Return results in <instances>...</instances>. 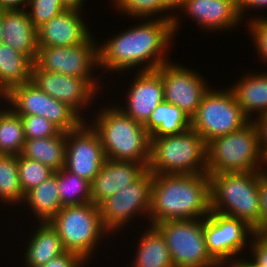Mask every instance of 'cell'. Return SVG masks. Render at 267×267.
<instances>
[{"instance_id": "6da1fadb", "label": "cell", "mask_w": 267, "mask_h": 267, "mask_svg": "<svg viewBox=\"0 0 267 267\" xmlns=\"http://www.w3.org/2000/svg\"><path fill=\"white\" fill-rule=\"evenodd\" d=\"M138 20L142 23L113 35L110 40L107 38L98 46V68L119 73L142 66L137 70L150 71L170 61L167 53L174 39L173 20L155 17Z\"/></svg>"}, {"instance_id": "7a4b0ae2", "label": "cell", "mask_w": 267, "mask_h": 267, "mask_svg": "<svg viewBox=\"0 0 267 267\" xmlns=\"http://www.w3.org/2000/svg\"><path fill=\"white\" fill-rule=\"evenodd\" d=\"M211 212L210 178L201 174L153 175L149 223L203 219Z\"/></svg>"}, {"instance_id": "3957f363", "label": "cell", "mask_w": 267, "mask_h": 267, "mask_svg": "<svg viewBox=\"0 0 267 267\" xmlns=\"http://www.w3.org/2000/svg\"><path fill=\"white\" fill-rule=\"evenodd\" d=\"M94 116L91 126L100 138L106 159L149 163L150 135L144 125L113 104L104 106Z\"/></svg>"}, {"instance_id": "277c9868", "label": "cell", "mask_w": 267, "mask_h": 267, "mask_svg": "<svg viewBox=\"0 0 267 267\" xmlns=\"http://www.w3.org/2000/svg\"><path fill=\"white\" fill-rule=\"evenodd\" d=\"M211 211L246 222L255 233L260 229L259 172L210 174Z\"/></svg>"}, {"instance_id": "5b68a950", "label": "cell", "mask_w": 267, "mask_h": 267, "mask_svg": "<svg viewBox=\"0 0 267 267\" xmlns=\"http://www.w3.org/2000/svg\"><path fill=\"white\" fill-rule=\"evenodd\" d=\"M264 166L267 167V160L261 152L258 127L253 120L241 129L207 143L208 175L267 171Z\"/></svg>"}, {"instance_id": "8992f818", "label": "cell", "mask_w": 267, "mask_h": 267, "mask_svg": "<svg viewBox=\"0 0 267 267\" xmlns=\"http://www.w3.org/2000/svg\"><path fill=\"white\" fill-rule=\"evenodd\" d=\"M152 175L207 173V143L192 128L180 134L150 137Z\"/></svg>"}, {"instance_id": "52a82bcc", "label": "cell", "mask_w": 267, "mask_h": 267, "mask_svg": "<svg viewBox=\"0 0 267 267\" xmlns=\"http://www.w3.org/2000/svg\"><path fill=\"white\" fill-rule=\"evenodd\" d=\"M49 223L58 232L64 248L78 253L87 263L101 240L112 236L102 224L99 207L92 202L63 206Z\"/></svg>"}, {"instance_id": "ba28073f", "label": "cell", "mask_w": 267, "mask_h": 267, "mask_svg": "<svg viewBox=\"0 0 267 267\" xmlns=\"http://www.w3.org/2000/svg\"><path fill=\"white\" fill-rule=\"evenodd\" d=\"M209 88L196 113L191 117V128L208 143L213 138L237 131L251 120L236 102L231 89Z\"/></svg>"}, {"instance_id": "9c48e42d", "label": "cell", "mask_w": 267, "mask_h": 267, "mask_svg": "<svg viewBox=\"0 0 267 267\" xmlns=\"http://www.w3.org/2000/svg\"><path fill=\"white\" fill-rule=\"evenodd\" d=\"M154 226L166 241L174 267H219L206 247L204 218L163 221Z\"/></svg>"}, {"instance_id": "30bf717a", "label": "cell", "mask_w": 267, "mask_h": 267, "mask_svg": "<svg viewBox=\"0 0 267 267\" xmlns=\"http://www.w3.org/2000/svg\"><path fill=\"white\" fill-rule=\"evenodd\" d=\"M5 99L18 115L42 116L64 132L77 128L84 121L67 104L43 92L31 81L12 87Z\"/></svg>"}, {"instance_id": "8fae6325", "label": "cell", "mask_w": 267, "mask_h": 267, "mask_svg": "<svg viewBox=\"0 0 267 267\" xmlns=\"http://www.w3.org/2000/svg\"><path fill=\"white\" fill-rule=\"evenodd\" d=\"M152 181L153 175L147 169L136 181L98 206L102 224L109 233L118 234L139 214L149 221Z\"/></svg>"}, {"instance_id": "7c38bea8", "label": "cell", "mask_w": 267, "mask_h": 267, "mask_svg": "<svg viewBox=\"0 0 267 267\" xmlns=\"http://www.w3.org/2000/svg\"><path fill=\"white\" fill-rule=\"evenodd\" d=\"M93 34L83 43L71 47H38L34 66L39 70L79 78H93L99 67L98 46ZM96 42V43H95ZM99 45H98V44Z\"/></svg>"}, {"instance_id": "4fadbf2b", "label": "cell", "mask_w": 267, "mask_h": 267, "mask_svg": "<svg viewBox=\"0 0 267 267\" xmlns=\"http://www.w3.org/2000/svg\"><path fill=\"white\" fill-rule=\"evenodd\" d=\"M254 234L253 228L235 217L211 211L204 218L206 247L218 264L233 257L239 258L251 241L249 237Z\"/></svg>"}, {"instance_id": "5bb4252c", "label": "cell", "mask_w": 267, "mask_h": 267, "mask_svg": "<svg viewBox=\"0 0 267 267\" xmlns=\"http://www.w3.org/2000/svg\"><path fill=\"white\" fill-rule=\"evenodd\" d=\"M31 82L51 97L67 104L84 121L87 120V118L85 119V115L80 112L86 109L85 107L89 106L90 103L92 105V101L95 102L94 99L100 94L98 92L101 87L99 83L101 82L100 79H95V77H73L60 73L48 72L46 70H39L34 65L32 66Z\"/></svg>"}, {"instance_id": "9a60e30c", "label": "cell", "mask_w": 267, "mask_h": 267, "mask_svg": "<svg viewBox=\"0 0 267 267\" xmlns=\"http://www.w3.org/2000/svg\"><path fill=\"white\" fill-rule=\"evenodd\" d=\"M156 71L162 78L164 101L176 105L191 118L210 88L207 80L201 77L199 71L172 61L162 64Z\"/></svg>"}, {"instance_id": "2e32d148", "label": "cell", "mask_w": 267, "mask_h": 267, "mask_svg": "<svg viewBox=\"0 0 267 267\" xmlns=\"http://www.w3.org/2000/svg\"><path fill=\"white\" fill-rule=\"evenodd\" d=\"M89 124L83 121L66 132L65 168L92 183L106 156L98 134Z\"/></svg>"}, {"instance_id": "e0dca14e", "label": "cell", "mask_w": 267, "mask_h": 267, "mask_svg": "<svg viewBox=\"0 0 267 267\" xmlns=\"http://www.w3.org/2000/svg\"><path fill=\"white\" fill-rule=\"evenodd\" d=\"M126 92L125 107L116 106L142 125L148 122L157 105L164 101L162 78L156 70L138 71Z\"/></svg>"}, {"instance_id": "ac0fdd59", "label": "cell", "mask_w": 267, "mask_h": 267, "mask_svg": "<svg viewBox=\"0 0 267 267\" xmlns=\"http://www.w3.org/2000/svg\"><path fill=\"white\" fill-rule=\"evenodd\" d=\"M82 11L66 9L37 29L38 47H71L83 44L91 30L82 19Z\"/></svg>"}, {"instance_id": "d6986e66", "label": "cell", "mask_w": 267, "mask_h": 267, "mask_svg": "<svg viewBox=\"0 0 267 267\" xmlns=\"http://www.w3.org/2000/svg\"><path fill=\"white\" fill-rule=\"evenodd\" d=\"M180 11L195 20L201 29L212 32L233 30L244 21L239 15L237 0H185Z\"/></svg>"}, {"instance_id": "ffe728a7", "label": "cell", "mask_w": 267, "mask_h": 267, "mask_svg": "<svg viewBox=\"0 0 267 267\" xmlns=\"http://www.w3.org/2000/svg\"><path fill=\"white\" fill-rule=\"evenodd\" d=\"M148 164L106 159L91 183L92 203L99 206L110 196L136 181Z\"/></svg>"}, {"instance_id": "44dd1931", "label": "cell", "mask_w": 267, "mask_h": 267, "mask_svg": "<svg viewBox=\"0 0 267 267\" xmlns=\"http://www.w3.org/2000/svg\"><path fill=\"white\" fill-rule=\"evenodd\" d=\"M2 43L28 56L33 62L37 56V30L27 9L4 10Z\"/></svg>"}, {"instance_id": "7402d4cb", "label": "cell", "mask_w": 267, "mask_h": 267, "mask_svg": "<svg viewBox=\"0 0 267 267\" xmlns=\"http://www.w3.org/2000/svg\"><path fill=\"white\" fill-rule=\"evenodd\" d=\"M261 72H246L239 82L229 87L236 102L250 120H254V114L257 115L256 118L267 113V72Z\"/></svg>"}, {"instance_id": "603a6c76", "label": "cell", "mask_w": 267, "mask_h": 267, "mask_svg": "<svg viewBox=\"0 0 267 267\" xmlns=\"http://www.w3.org/2000/svg\"><path fill=\"white\" fill-rule=\"evenodd\" d=\"M39 225L27 242L23 262L25 267H40L67 251L58 232L50 223H39Z\"/></svg>"}, {"instance_id": "cb8c5ba5", "label": "cell", "mask_w": 267, "mask_h": 267, "mask_svg": "<svg viewBox=\"0 0 267 267\" xmlns=\"http://www.w3.org/2000/svg\"><path fill=\"white\" fill-rule=\"evenodd\" d=\"M66 132L56 136L25 140L21 155L38 161L54 172L65 167Z\"/></svg>"}, {"instance_id": "d4e9b609", "label": "cell", "mask_w": 267, "mask_h": 267, "mask_svg": "<svg viewBox=\"0 0 267 267\" xmlns=\"http://www.w3.org/2000/svg\"><path fill=\"white\" fill-rule=\"evenodd\" d=\"M137 244L131 267H174L166 241L154 225L144 229Z\"/></svg>"}, {"instance_id": "484cf974", "label": "cell", "mask_w": 267, "mask_h": 267, "mask_svg": "<svg viewBox=\"0 0 267 267\" xmlns=\"http://www.w3.org/2000/svg\"><path fill=\"white\" fill-rule=\"evenodd\" d=\"M23 202L35 213L38 223H49L63 207L57 185V172L28 191Z\"/></svg>"}, {"instance_id": "4316f807", "label": "cell", "mask_w": 267, "mask_h": 267, "mask_svg": "<svg viewBox=\"0 0 267 267\" xmlns=\"http://www.w3.org/2000/svg\"><path fill=\"white\" fill-rule=\"evenodd\" d=\"M34 62L11 46L0 44V89L6 94L12 87L31 81Z\"/></svg>"}, {"instance_id": "83f0119b", "label": "cell", "mask_w": 267, "mask_h": 267, "mask_svg": "<svg viewBox=\"0 0 267 267\" xmlns=\"http://www.w3.org/2000/svg\"><path fill=\"white\" fill-rule=\"evenodd\" d=\"M144 127L150 137L180 134L191 128V118L176 105L163 101Z\"/></svg>"}, {"instance_id": "f1b7e54d", "label": "cell", "mask_w": 267, "mask_h": 267, "mask_svg": "<svg viewBox=\"0 0 267 267\" xmlns=\"http://www.w3.org/2000/svg\"><path fill=\"white\" fill-rule=\"evenodd\" d=\"M5 105L0 110V155L18 156L26 140L23 124L20 116Z\"/></svg>"}, {"instance_id": "f546056e", "label": "cell", "mask_w": 267, "mask_h": 267, "mask_svg": "<svg viewBox=\"0 0 267 267\" xmlns=\"http://www.w3.org/2000/svg\"><path fill=\"white\" fill-rule=\"evenodd\" d=\"M18 156L0 155V201L9 206L22 204L25 194L18 175ZM5 204H4V203Z\"/></svg>"}, {"instance_id": "4dcf8cb0", "label": "cell", "mask_w": 267, "mask_h": 267, "mask_svg": "<svg viewBox=\"0 0 267 267\" xmlns=\"http://www.w3.org/2000/svg\"><path fill=\"white\" fill-rule=\"evenodd\" d=\"M57 185L62 206L92 202L91 183L68 171L65 167L57 171Z\"/></svg>"}, {"instance_id": "1f68e13d", "label": "cell", "mask_w": 267, "mask_h": 267, "mask_svg": "<svg viewBox=\"0 0 267 267\" xmlns=\"http://www.w3.org/2000/svg\"><path fill=\"white\" fill-rule=\"evenodd\" d=\"M18 175L22 191L26 194L33 187L50 178L54 171L38 161L18 155Z\"/></svg>"}, {"instance_id": "d6a6232c", "label": "cell", "mask_w": 267, "mask_h": 267, "mask_svg": "<svg viewBox=\"0 0 267 267\" xmlns=\"http://www.w3.org/2000/svg\"><path fill=\"white\" fill-rule=\"evenodd\" d=\"M113 9L116 8L119 14L132 16L137 19H151L156 16L162 19V2L161 0H112ZM121 12V13H120ZM152 16V17H151Z\"/></svg>"}, {"instance_id": "836d02e7", "label": "cell", "mask_w": 267, "mask_h": 267, "mask_svg": "<svg viewBox=\"0 0 267 267\" xmlns=\"http://www.w3.org/2000/svg\"><path fill=\"white\" fill-rule=\"evenodd\" d=\"M26 9L36 30L66 10L60 0H30Z\"/></svg>"}, {"instance_id": "e575fe53", "label": "cell", "mask_w": 267, "mask_h": 267, "mask_svg": "<svg viewBox=\"0 0 267 267\" xmlns=\"http://www.w3.org/2000/svg\"><path fill=\"white\" fill-rule=\"evenodd\" d=\"M23 124L25 139L56 136L61 130L51 121L39 115H19Z\"/></svg>"}, {"instance_id": "d590c367", "label": "cell", "mask_w": 267, "mask_h": 267, "mask_svg": "<svg viewBox=\"0 0 267 267\" xmlns=\"http://www.w3.org/2000/svg\"><path fill=\"white\" fill-rule=\"evenodd\" d=\"M250 20V21H248ZM248 22L247 31L252 35V41H254V45L256 47V51L258 52L257 54L260 56L259 59L264 60L266 63L267 62V17H257L255 16L254 18L246 20Z\"/></svg>"}, {"instance_id": "8d00e7d4", "label": "cell", "mask_w": 267, "mask_h": 267, "mask_svg": "<svg viewBox=\"0 0 267 267\" xmlns=\"http://www.w3.org/2000/svg\"><path fill=\"white\" fill-rule=\"evenodd\" d=\"M249 242L251 261L257 267H267V235L255 233ZM254 238V239H253Z\"/></svg>"}, {"instance_id": "74e56055", "label": "cell", "mask_w": 267, "mask_h": 267, "mask_svg": "<svg viewBox=\"0 0 267 267\" xmlns=\"http://www.w3.org/2000/svg\"><path fill=\"white\" fill-rule=\"evenodd\" d=\"M258 194L261 207L260 229L257 234L267 235V171H259Z\"/></svg>"}, {"instance_id": "f35d334b", "label": "cell", "mask_w": 267, "mask_h": 267, "mask_svg": "<svg viewBox=\"0 0 267 267\" xmlns=\"http://www.w3.org/2000/svg\"><path fill=\"white\" fill-rule=\"evenodd\" d=\"M86 262L78 253L66 251L40 267H84Z\"/></svg>"}, {"instance_id": "ab89813d", "label": "cell", "mask_w": 267, "mask_h": 267, "mask_svg": "<svg viewBox=\"0 0 267 267\" xmlns=\"http://www.w3.org/2000/svg\"><path fill=\"white\" fill-rule=\"evenodd\" d=\"M184 1L185 0H161V2H162V19L173 20L174 35H175V33L177 34L178 28H180L179 25H181L180 24L181 19L178 17L177 14L175 15L173 13V10L178 9V13H180V9L182 8ZM170 11H171V13H169Z\"/></svg>"}, {"instance_id": "60d3db41", "label": "cell", "mask_w": 267, "mask_h": 267, "mask_svg": "<svg viewBox=\"0 0 267 267\" xmlns=\"http://www.w3.org/2000/svg\"><path fill=\"white\" fill-rule=\"evenodd\" d=\"M253 121L258 127L261 152L267 160V113L259 115Z\"/></svg>"}, {"instance_id": "b9f144b4", "label": "cell", "mask_w": 267, "mask_h": 267, "mask_svg": "<svg viewBox=\"0 0 267 267\" xmlns=\"http://www.w3.org/2000/svg\"><path fill=\"white\" fill-rule=\"evenodd\" d=\"M238 1V11L239 15L241 17V20L243 19V16L245 17L246 12L248 9H265L267 7V0H237ZM247 10V11H246Z\"/></svg>"}, {"instance_id": "7bdbcfd3", "label": "cell", "mask_w": 267, "mask_h": 267, "mask_svg": "<svg viewBox=\"0 0 267 267\" xmlns=\"http://www.w3.org/2000/svg\"><path fill=\"white\" fill-rule=\"evenodd\" d=\"M26 0H0V9L2 10H21L27 8Z\"/></svg>"}, {"instance_id": "ee69618b", "label": "cell", "mask_w": 267, "mask_h": 267, "mask_svg": "<svg viewBox=\"0 0 267 267\" xmlns=\"http://www.w3.org/2000/svg\"><path fill=\"white\" fill-rule=\"evenodd\" d=\"M245 259H243V257L240 259H234L230 258L227 260L222 261L219 264V267H226L228 265V267H253V262L250 259L246 260V256H244Z\"/></svg>"}, {"instance_id": "f6af8a7d", "label": "cell", "mask_w": 267, "mask_h": 267, "mask_svg": "<svg viewBox=\"0 0 267 267\" xmlns=\"http://www.w3.org/2000/svg\"><path fill=\"white\" fill-rule=\"evenodd\" d=\"M63 6L66 9H75L79 11H84L81 10L83 9V4L85 3V0H60Z\"/></svg>"}, {"instance_id": "bcb514c9", "label": "cell", "mask_w": 267, "mask_h": 267, "mask_svg": "<svg viewBox=\"0 0 267 267\" xmlns=\"http://www.w3.org/2000/svg\"><path fill=\"white\" fill-rule=\"evenodd\" d=\"M3 14L4 10L0 9V44L2 43L3 39Z\"/></svg>"}, {"instance_id": "7dc6e473", "label": "cell", "mask_w": 267, "mask_h": 267, "mask_svg": "<svg viewBox=\"0 0 267 267\" xmlns=\"http://www.w3.org/2000/svg\"><path fill=\"white\" fill-rule=\"evenodd\" d=\"M0 98L3 99V101L6 102V99H5V93L0 89Z\"/></svg>"}]
</instances>
